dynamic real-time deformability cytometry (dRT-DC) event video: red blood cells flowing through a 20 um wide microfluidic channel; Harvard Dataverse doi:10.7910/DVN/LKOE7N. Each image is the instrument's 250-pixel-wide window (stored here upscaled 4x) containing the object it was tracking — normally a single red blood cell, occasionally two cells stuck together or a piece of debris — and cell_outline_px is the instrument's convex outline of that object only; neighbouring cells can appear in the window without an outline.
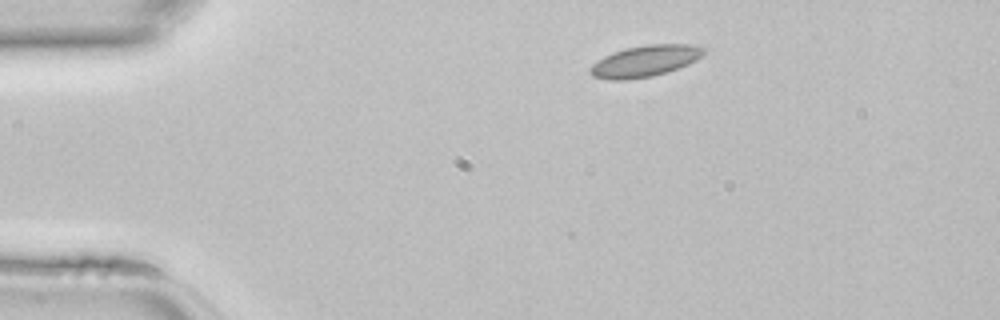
{"species": "common noctule bat (a hibernating species)", "species_latin": "Nyctalus noctula", "temperature_condition": "room temperature", "stored_images_in_passage": 38, "camera_frame_rate_fps": 3000, "um_per_image_px": 0.085, "animal": {"sex": "female", "body_mass_g": 22.7, "forearm_length_mm": 54.2}, "frame": {"image": 1, "passage_image": 1, "time_ms": 0.0, "image_size_px": [1000, 320], "cell_outline_px": [[708, 48], [696, 60], [688, 64], [652, 76], [624, 80], [608, 80], [592, 76], [588, 72], [588, 68], [592, 64], [604, 56], [612, 52], [628, 48], [648, 44], [692, 44]], "centroid_in_image_um": [54.79, 5.18], "position_along_channel_um": 30.2, "area_um2": 20.69}}
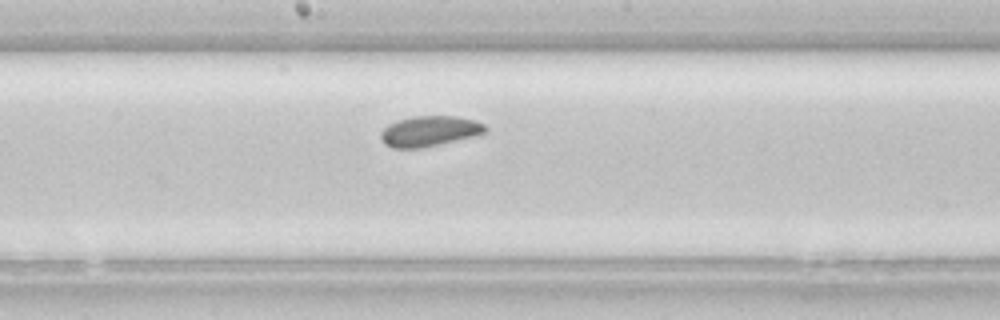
{"frame": {"image": 2, "passage_image": 17, "time_ms": 5.333, "image_size_px": [1000, 320], "cell_outline_px": [[488, 132], [440, 144], [420, 148], [392, 148], [384, 144], [380, 140], [380, 132], [388, 124], [396, 120], [412, 116], [456, 116], [476, 120], [484, 124], [488, 128]], "centroid_in_image_um": [36.48, 11.14], "position_along_channel_um": 211.7, "area_um2": 18.73}}
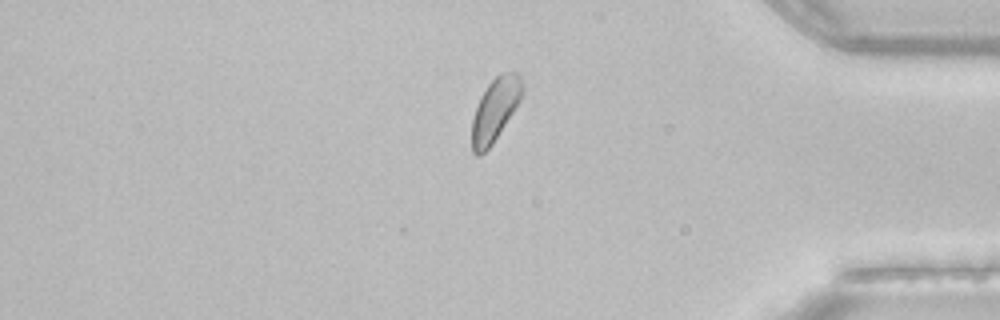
{"frame": {"image": 3, "passage_image": 31, "time_ms": 10.0, "image_size_px": [1000, 320], "cell_outline_px": [[524, 92], [520, 100], [492, 144], [480, 156], [476, 156], [472, 152], [472, 120], [480, 96], [488, 84], [500, 72], [516, 72], [520, 76], [524, 84]], "centroid_in_image_um": [42.09, 9.3], "position_along_channel_um": 393.1, "area_um2": 18.44}}